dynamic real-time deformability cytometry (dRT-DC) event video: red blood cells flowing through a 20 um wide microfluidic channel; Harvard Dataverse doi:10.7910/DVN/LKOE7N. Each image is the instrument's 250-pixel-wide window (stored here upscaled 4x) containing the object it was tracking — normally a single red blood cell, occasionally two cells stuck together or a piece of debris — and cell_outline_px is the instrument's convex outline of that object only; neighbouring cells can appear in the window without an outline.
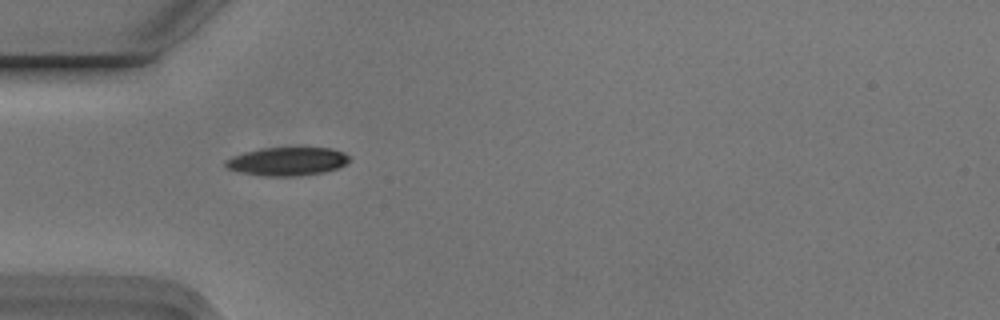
{"species": "Egyptian fruit bat (a non-hibernating species)", "species_latin": "Rousettus aegyptiacus", "temperature_condition": "cold", "stored_images_in_passage": 2, "camera_frame_rate_fps": 3000, "um_per_image_px": 0.085, "animal": {"sex": "male"}, "frame": {"image": 1, "passage_image": 1, "time_ms": 0.0, "image_size_px": [1000, 320], "cell_outline_px": [[352, 160], [348, 164], [340, 168], [324, 172], [300, 176], [264, 176], [240, 172], [228, 168], [224, 164], [224, 160], [232, 156], [244, 152], [264, 148], [328, 148], [344, 152]], "centroid_in_image_um": [24.46, 13.73], "position_along_channel_um": 60.5, "area_um2": 20.63}}
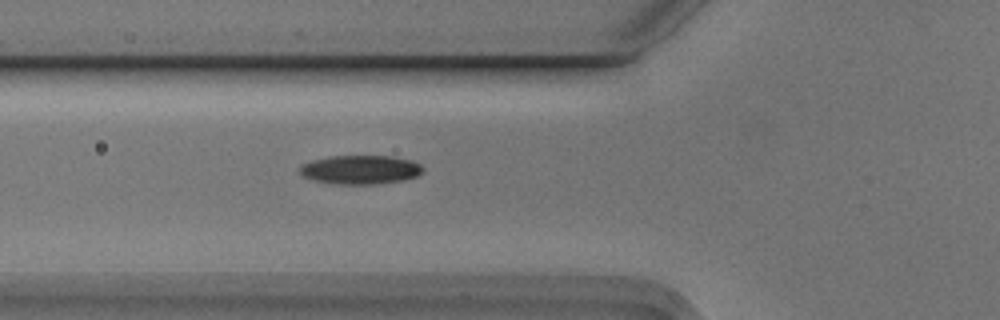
{"frame": {"image": 2, "passage_image": 2, "time_ms": 0.333, "image_size_px": [1000, 320], "cell_outline_px": [[424, 172], [420, 176], [404, 180], [380, 184], [332, 184], [316, 180], [304, 176], [300, 172], [300, 164], [312, 160], [328, 156], [392, 156], [412, 160], [420, 164], [424, 168]], "centroid_in_image_um": [30.69, 14.42], "position_along_channel_um": 95.1, "area_um2": 21.04}}